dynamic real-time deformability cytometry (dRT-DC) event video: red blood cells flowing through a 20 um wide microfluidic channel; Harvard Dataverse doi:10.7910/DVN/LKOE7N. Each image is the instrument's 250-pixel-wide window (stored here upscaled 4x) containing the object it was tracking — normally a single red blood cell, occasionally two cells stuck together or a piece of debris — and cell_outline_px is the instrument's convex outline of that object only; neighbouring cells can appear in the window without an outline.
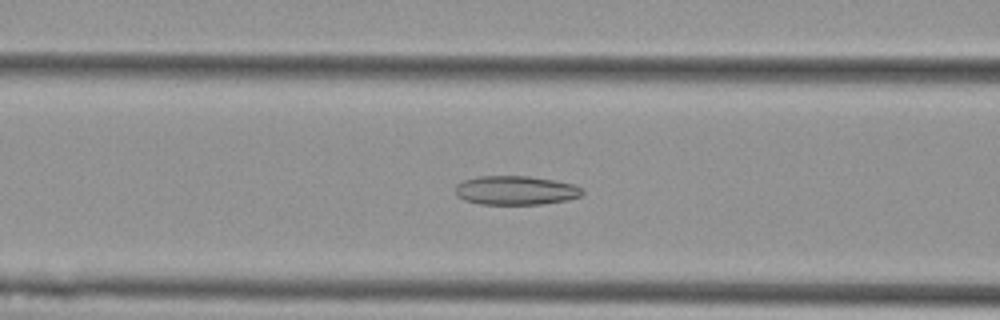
{"species": "Egyptian fruit bat (a non-hibernating species)", "species_latin": "Rousettus aegyptiacus", "temperature_condition": "cold", "stored_images_in_passage": 54, "camera_frame_rate_fps": 3000, "um_per_image_px": 0.085, "animal": {"sex": "female"}, "frame": {"image": 1, "passage_image": 22, "time_ms": 7.0, "image_size_px": [1000, 320], "cell_outline_px": [[584, 192], [580, 196], [568, 200], [540, 204], [480, 204], [464, 200], [456, 196], [456, 184], [464, 180], [480, 176], [528, 176], [552, 180], [572, 184], [580, 188]], "centroid_in_image_um": [43.8, 16.18], "position_along_channel_um": 122.8, "area_um2": 21.33}}
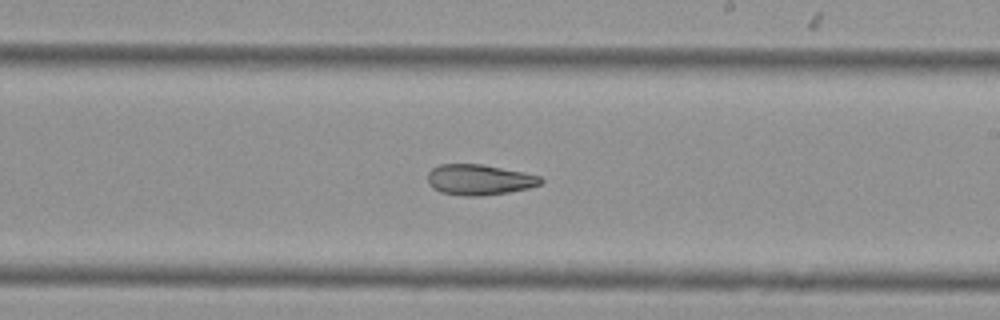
{"frame": {"image": 2, "passage_image": 32, "time_ms": 10.333, "image_size_px": [1000, 320], "cell_outline_px": [[544, 180], [540, 184], [528, 188], [508, 192], [484, 196], [464, 196], [440, 192], [432, 188], [428, 184], [428, 172], [432, 168], [440, 164], [480, 164], [524, 172], [540, 176]], "centroid_in_image_um": [40.71, 15.28], "position_along_channel_um": 248.3, "area_um2": 20.23}}
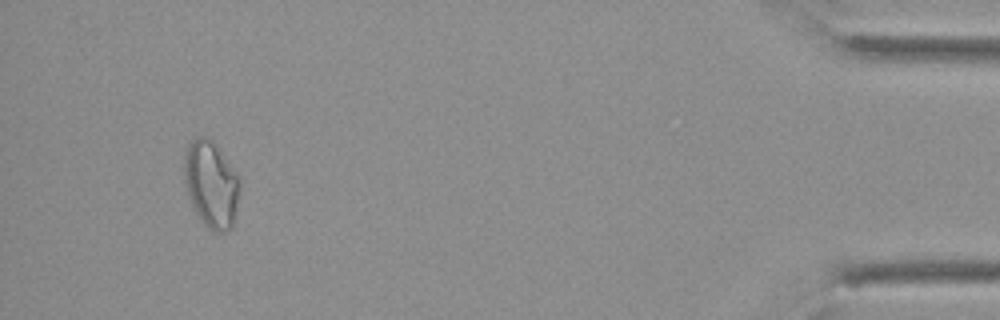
{"frame": {"image": 3, "passage_image": 51, "time_ms": 16.667, "image_size_px": [1000, 320], "cell_outline_px": [[240, 196], [232, 228], [228, 232], [212, 232], [204, 224], [196, 212], [192, 204], [188, 192], [184, 176], [184, 156], [188, 144], [196, 136], [208, 136], [212, 140], [224, 156], [236, 176], [240, 188]], "centroid_in_image_um": [17.95, 15.68], "position_along_channel_um": 417.3, "area_um2": 27.86}, "authors_computed_cell_mechanics": {"area_um2": 24.7095, "velocity_mm_per_s": 3.7803, "shape_relaxation_time_tau1_ms": null, "shape_relaxation_time_tau2_ms": 6.4318, "deformation_change_tau1": null, "deformation_change_tau2": 0.1419}}